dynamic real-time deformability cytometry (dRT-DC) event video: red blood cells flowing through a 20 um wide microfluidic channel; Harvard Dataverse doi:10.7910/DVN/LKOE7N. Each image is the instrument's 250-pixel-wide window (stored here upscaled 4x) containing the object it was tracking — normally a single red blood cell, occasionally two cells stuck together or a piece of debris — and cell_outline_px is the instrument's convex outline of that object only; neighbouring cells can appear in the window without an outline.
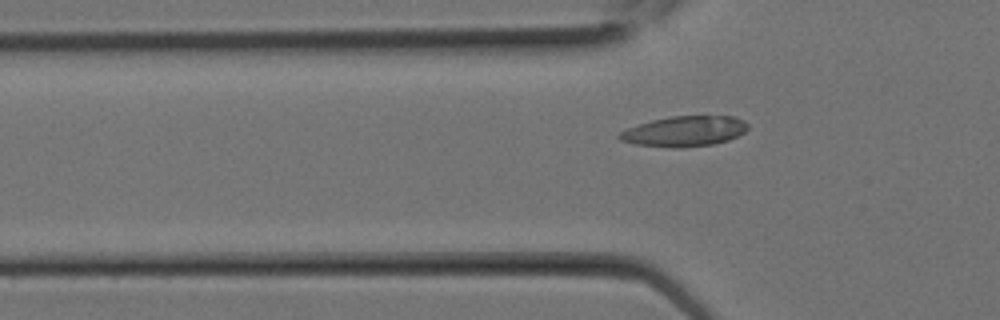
{"species": "Egyptian fruit bat (a non-hibernating species)", "species_latin": "Rousettus aegyptiacus", "temperature_condition": "room temperature", "stored_images_in_passage": 2, "camera_frame_rate_fps": 3000, "um_per_image_px": 0.085, "animal": {"sex": "female"}, "frame": {"image": 1, "passage_image": 2, "time_ms": 0.333, "image_size_px": [1000, 320], "cell_outline_px": [[748, 128], [744, 132], [728, 140], [712, 144], [684, 148], [672, 148], [636, 144], [620, 140], [616, 136], [620, 132], [628, 128], [652, 120], [672, 116], [732, 116], [744, 120], [748, 124]], "centroid_in_image_um": [58.18, 11.16], "position_along_channel_um": 67.6, "area_um2": 22.66}}